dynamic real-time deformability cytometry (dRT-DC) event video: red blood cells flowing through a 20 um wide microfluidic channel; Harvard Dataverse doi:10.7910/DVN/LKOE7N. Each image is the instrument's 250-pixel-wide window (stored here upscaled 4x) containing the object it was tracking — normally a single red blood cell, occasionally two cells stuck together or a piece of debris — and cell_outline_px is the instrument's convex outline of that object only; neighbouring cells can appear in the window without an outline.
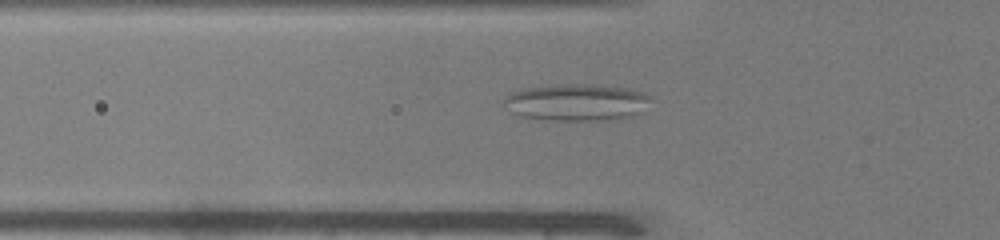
{"species": "common noctule bat (a hibernating species)", "species_latin": "Nyctalus noctula", "temperature_condition": "warm", "stored_images_in_passage": 46, "camera_frame_rate_fps": 3000, "um_per_image_px": 0.085, "animal": {"sex": "male", "body_mass_g": 19.0, "forearm_length_mm": 50.8}, "frame": {"image": 1, "passage_image": 17, "time_ms": 5.333, "image_size_px": [1000, 240], "cell_outline_px": [[652, 96], [632, 116], [608, 120], [544, 120], [520, 116], [504, 108], [500, 104], [512, 92], [524, 88], [556, 84], [596, 84], [628, 88], [644, 92]], "centroid_in_image_um": [48.92, 8.68], "position_along_channel_um": 76.9, "area_um2": 31.56}}
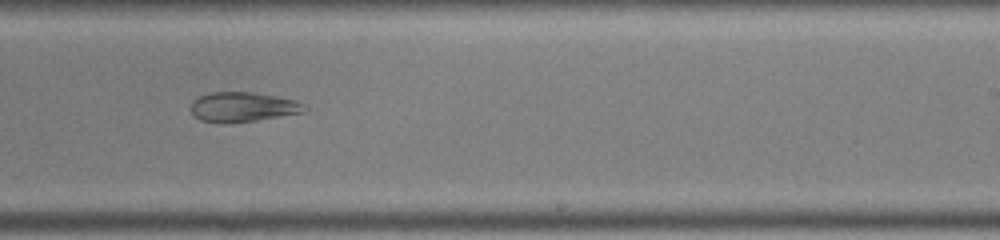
{"frame": {"image": 2, "passage_image": 31, "time_ms": 10.0, "image_size_px": [1000, 240], "cell_outline_px": [[308, 108], [304, 112], [256, 120], [200, 120], [192, 112], [192, 100], [208, 92], [252, 92], [296, 100], [304, 104]], "centroid_in_image_um": [20.69, 9.04], "position_along_channel_um": 268.3, "area_um2": 18.84}}
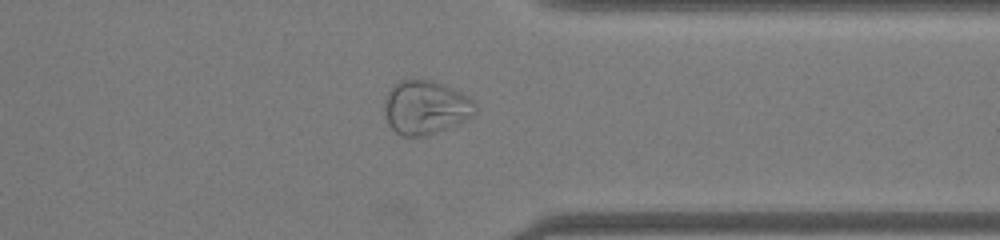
{"frame": {"image": 3, "passage_image": 39, "time_ms": 12.667, "image_size_px": [1000, 240], "cell_outline_px": [[476, 112], [472, 116], [456, 124], [424, 136], [400, 136], [388, 124], [384, 116], [384, 100], [392, 84], [396, 80], [408, 76], [432, 80], [444, 84], [468, 96], [476, 104]], "centroid_in_image_um": [36.11, 9.07], "position_along_channel_um": 375.3, "area_um2": 29.07}, "authors_computed_cell_mechanics": {"area_um2": 29.3335, "velocity_mm_per_s": 4.099, "shape_relaxation_time_tau1_ms": null, "shape_relaxation_time_tau2_ms": 1.8822, "deformation_change_tau1": null, "deformation_change_tau2": 0.0811}}